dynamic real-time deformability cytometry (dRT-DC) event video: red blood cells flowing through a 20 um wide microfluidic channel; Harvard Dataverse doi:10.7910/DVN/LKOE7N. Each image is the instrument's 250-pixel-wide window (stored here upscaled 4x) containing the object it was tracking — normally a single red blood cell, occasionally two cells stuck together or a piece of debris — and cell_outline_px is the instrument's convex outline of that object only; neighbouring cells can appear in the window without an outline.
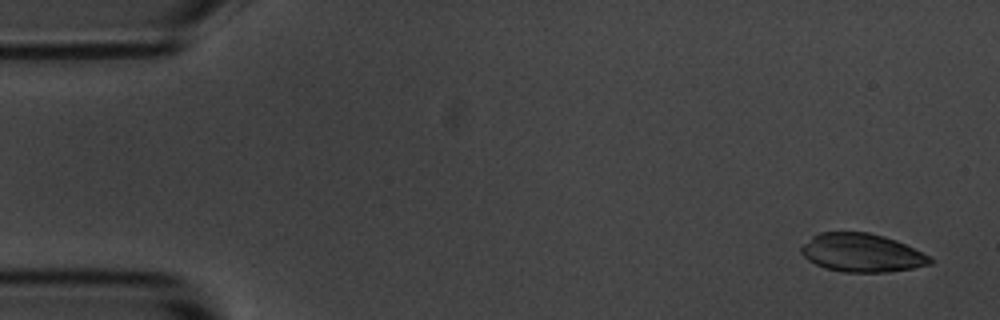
{"species": "common noctule bat (a hibernating species)", "species_latin": "Nyctalus noctula", "temperature_condition": "room temperature", "stored_images_in_passage": 5, "camera_frame_rate_fps": 3000, "um_per_image_px": 0.085, "animal": {"sex": "male", "body_mass_g": 20.1, "forearm_length_mm": 53.5}, "frame": {"image": 1, "passage_image": 1, "time_ms": 0.0, "image_size_px": [1000, 320], "cell_outline_px": [[936, 260], [932, 264], [912, 268], [888, 272], [844, 272], [824, 268], [808, 260], [800, 252], [800, 248], [812, 236], [820, 232], [868, 232], [884, 236], [896, 240]], "centroid_in_image_um": [73.24, 21.49], "position_along_channel_um": 11.8, "area_um2": 28.73}}